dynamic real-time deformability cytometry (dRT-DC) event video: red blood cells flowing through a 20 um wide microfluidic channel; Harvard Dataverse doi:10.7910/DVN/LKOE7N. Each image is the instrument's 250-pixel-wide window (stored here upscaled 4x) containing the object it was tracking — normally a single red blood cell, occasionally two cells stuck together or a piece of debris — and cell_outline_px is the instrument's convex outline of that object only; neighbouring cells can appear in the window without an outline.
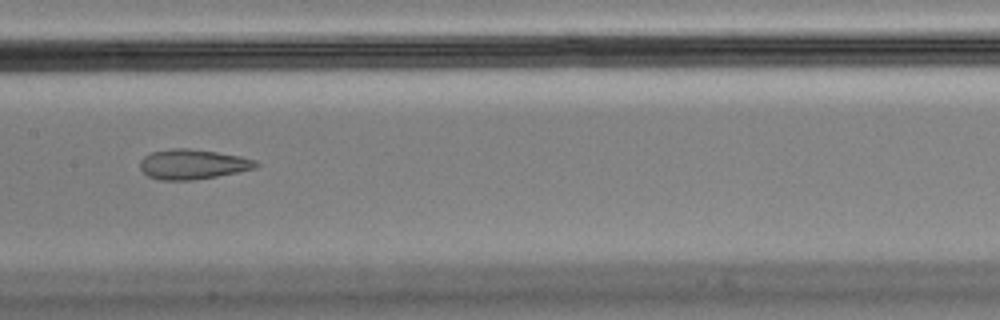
{"species": "Egyptian fruit bat (a non-hibernating species)", "species_latin": "Rousettus aegyptiacus", "temperature_condition": "cold", "stored_images_in_passage": 5, "camera_frame_rate_fps": 3000, "um_per_image_px": 0.085, "animal": {"sex": "male"}, "frame": {"image": 1, "passage_image": 4, "time_ms": 1.0, "image_size_px": [1000, 320], "cell_outline_px": [[260, 164], [256, 168], [216, 176], [192, 180], [160, 180], [148, 176], [140, 168], [140, 160], [144, 156], [152, 152], [172, 148], [188, 148], [216, 152], [240, 156], [256, 160]], "centroid_in_image_um": [16.37, 13.96], "position_along_channel_um": 191.0, "area_um2": 20.11}}
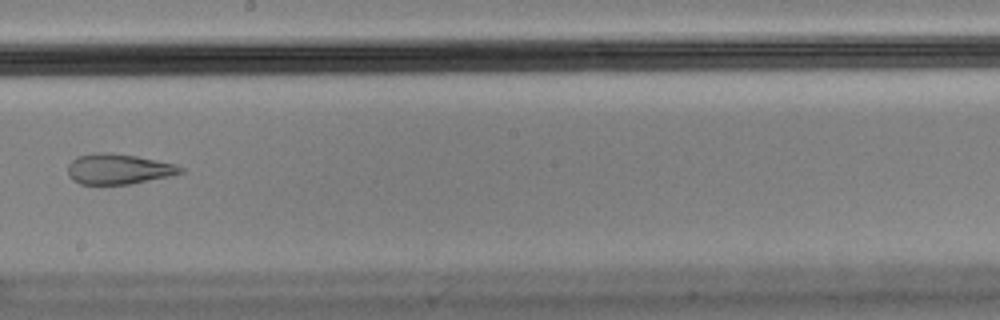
{"frame": {"image": 2, "passage_image": 5, "time_ms": 1.333, "image_size_px": [1000, 320], "cell_outline_px": [[184, 172], [172, 176], [132, 184], [80, 184], [72, 180], [68, 172], [68, 164], [76, 156], [96, 152], [112, 152], [136, 156], [176, 164], [184, 168]], "centroid_in_image_um": [10.09, 14.36], "position_along_channel_um": 238.1, "area_um2": 20.23}}